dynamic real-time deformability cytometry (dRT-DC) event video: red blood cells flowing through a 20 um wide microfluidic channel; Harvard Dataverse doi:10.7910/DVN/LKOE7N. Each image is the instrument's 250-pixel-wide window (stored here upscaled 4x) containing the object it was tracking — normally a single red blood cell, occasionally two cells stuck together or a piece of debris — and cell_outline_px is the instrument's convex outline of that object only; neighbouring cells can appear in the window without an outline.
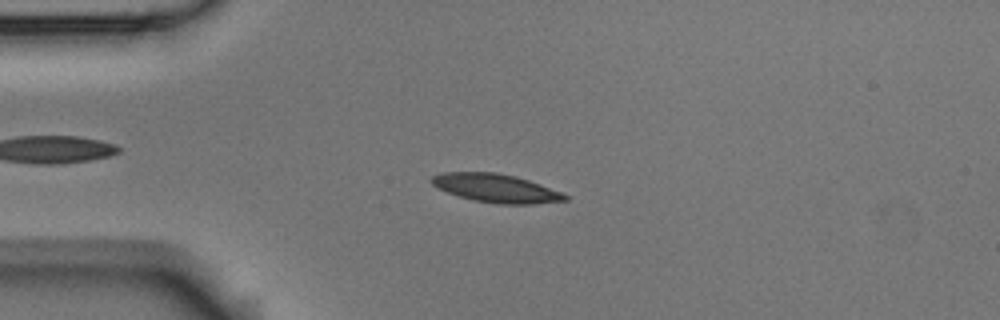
{"species": "Egyptian fruit bat (a non-hibernating species)", "species_latin": "Rousettus aegyptiacus", "temperature_condition": "room temperature", "stored_images_in_passage": 14, "camera_frame_rate_fps": 3000, "um_per_image_px": 0.085, "animal": {"sex": "male"}, "frame": {"image": 1, "passage_image": 3, "time_ms": 3.333, "image_size_px": [1000, 320], "cell_outline_px": [[568, 200], [536, 204], [496, 204], [472, 200], [436, 188], [428, 180], [432, 176], [440, 172], [496, 172], [516, 176], [540, 184], [560, 192], [568, 196]], "centroid_in_image_um": [42.12, 15.99], "position_along_channel_um": 42.9, "area_um2": 22.25}}
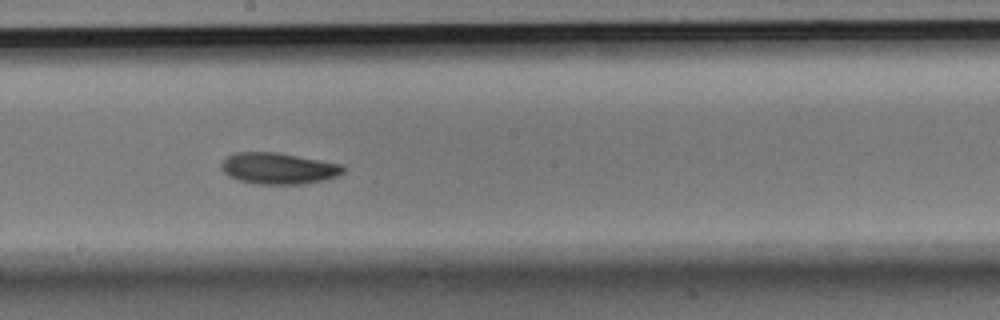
{"frame": {"image": 2, "passage_image": 8, "time_ms": 9.0, "image_size_px": [1000, 320], "cell_outline_px": [[344, 172], [336, 176], [324, 180], [304, 184], [260, 184], [240, 180], [228, 176], [220, 168], [220, 164], [228, 156], [236, 152], [276, 152], [344, 164]], "centroid_in_image_um": [23.68, 14.31], "position_along_channel_um": 224.5, "area_um2": 22.25}}
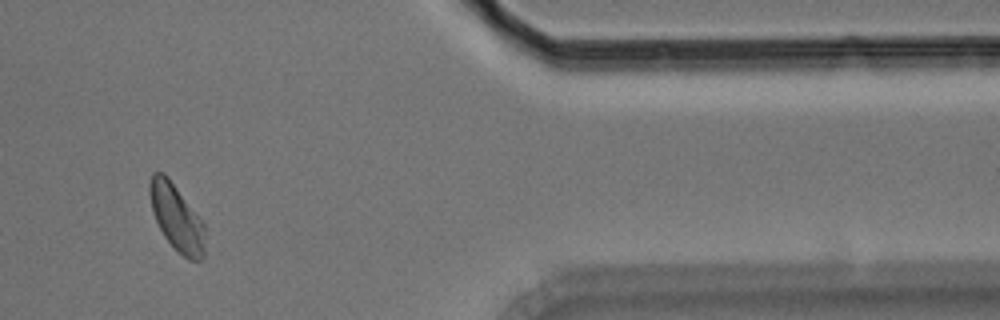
{"frame": {"image": 3, "passage_image": 12, "time_ms": 14.667, "image_size_px": [1000, 320], "cell_outline_px": [[204, 256], [200, 260], [188, 260], [176, 252], [164, 236], [156, 220], [152, 208], [148, 192], [148, 184], [152, 172], [164, 172], [168, 176], [204, 224]], "centroid_in_image_um": [14.99, 18.5], "position_along_channel_um": 396.4, "area_um2": 21.39}, "authors_computed_cell_mechanics": {"area_um2": 21.7906, "velocity_mm_per_s": 3.5889, "shape_relaxation_time_tau1_ms": 2.2479, "shape_relaxation_time_tau2_ms": null, "deformation_change_tau1": 0.0713, "deformation_change_tau2": null}}